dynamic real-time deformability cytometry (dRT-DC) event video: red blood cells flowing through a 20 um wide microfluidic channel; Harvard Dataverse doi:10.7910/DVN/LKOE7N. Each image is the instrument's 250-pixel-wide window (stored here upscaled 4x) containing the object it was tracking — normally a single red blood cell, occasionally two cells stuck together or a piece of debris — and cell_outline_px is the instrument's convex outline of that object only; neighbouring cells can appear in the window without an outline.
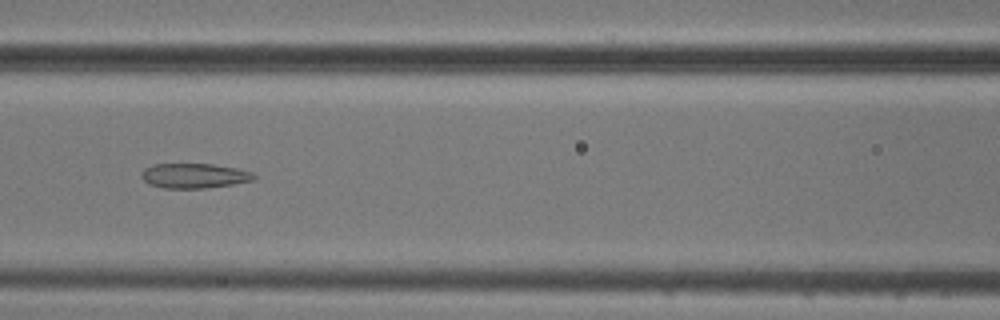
{"species": "common noctule bat (a hibernating species)", "species_latin": "Nyctalus noctula", "temperature_condition": "cold", "stored_images_in_passage": 7, "camera_frame_rate_fps": 3000, "um_per_image_px": 0.085, "animal": {"sex": "male", "body_mass_g": 20.5, "forearm_length_mm": 52.5}, "frame": {"image": 1, "passage_image": 5, "time_ms": 5.333, "image_size_px": [1000, 320], "cell_outline_px": [[256, 176], [252, 180], [232, 184], [204, 188], [164, 188], [148, 184], [140, 176], [140, 172], [144, 168], [152, 164], [212, 164], [236, 168], [252, 172]], "centroid_in_image_um": [16.45, 14.93], "position_along_channel_um": 150.2, "area_um2": 16.24}}
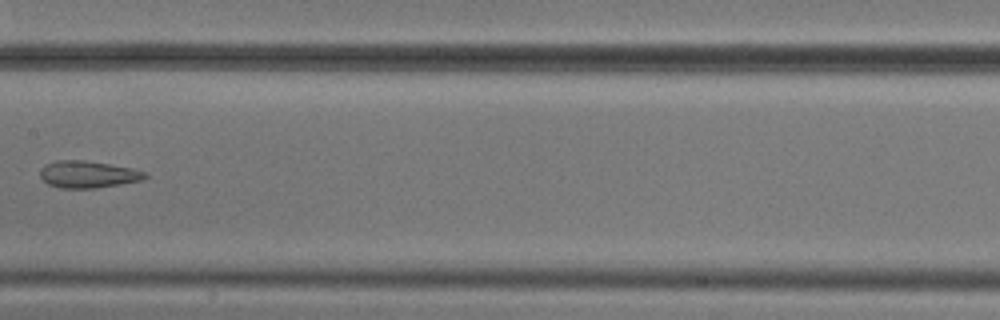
{"frame": {"image": 2, "passage_image": 6, "time_ms": 6.667, "image_size_px": [1000, 320], "cell_outline_px": [[148, 176], [140, 180], [120, 184], [96, 188], [60, 188], [48, 184], [40, 176], [40, 168], [56, 160], [84, 160], [132, 168], [148, 172]], "centroid_in_image_um": [7.48, 14.82], "position_along_channel_um": 199.9, "area_um2": 16.42}}
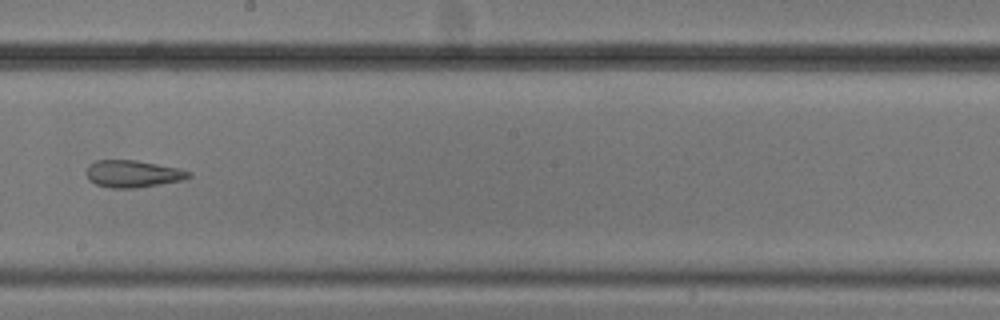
{"frame": {"image": 3, "passage_image": 7, "time_ms": 7.667, "image_size_px": [1000, 320], "cell_outline_px": [[192, 176], [184, 180], [136, 188], [112, 188], [96, 184], [88, 180], [88, 164], [96, 160], [136, 160], [180, 168], [192, 172]], "centroid_in_image_um": [11.34, 14.77], "position_along_channel_um": 236.9, "area_um2": 16.24}}